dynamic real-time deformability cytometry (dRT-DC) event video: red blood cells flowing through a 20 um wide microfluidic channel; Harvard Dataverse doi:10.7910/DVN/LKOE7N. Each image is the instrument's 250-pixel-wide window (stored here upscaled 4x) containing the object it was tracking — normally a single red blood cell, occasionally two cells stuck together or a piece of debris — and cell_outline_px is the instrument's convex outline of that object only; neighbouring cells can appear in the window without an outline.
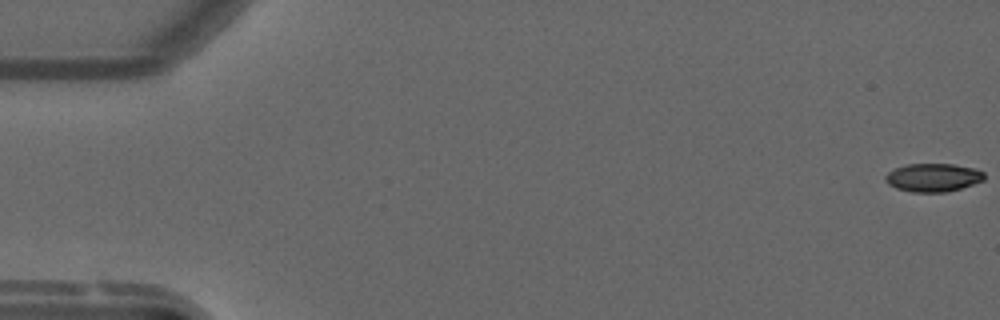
{"species": "common noctule bat (a hibernating species)", "species_latin": "Nyctalus noctula", "temperature_condition": "warm", "stored_images_in_passage": 55, "camera_frame_rate_fps": 3000, "um_per_image_px": 0.085, "animal": {"sex": "male", "forearm_length_mm": 52.5}, "frame": {"image": 1, "passage_image": 1, "time_ms": 0.0, "image_size_px": [1000, 320], "cell_outline_px": [[984, 176], [980, 180], [956, 188], [900, 188], [892, 184], [888, 180], [888, 176], [900, 168], [916, 164], [944, 164], [968, 168], [980, 172]], "centroid_in_image_um": [79.37, 15.0], "position_along_channel_um": 5.6, "area_um2": 13.29}}
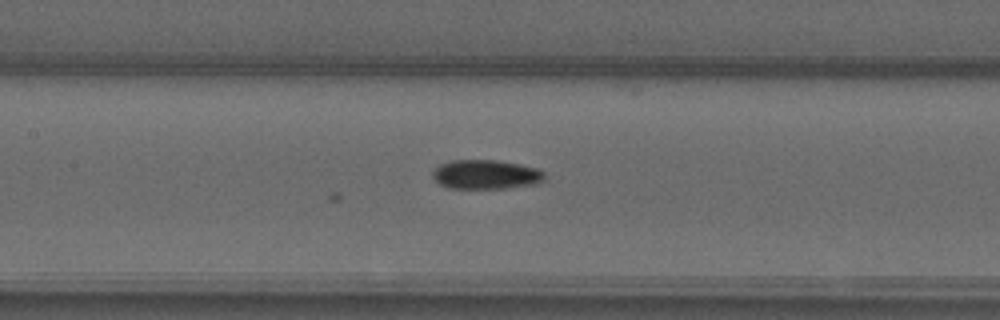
{"frame": {"image": 2, "passage_image": 26, "time_ms": 8.333, "image_size_px": [1000, 320], "cell_outline_px": [[536, 176], [532, 180], [508, 184], [448, 184], [440, 180], [440, 168], [452, 164], [508, 164], [524, 168], [536, 172]], "centroid_in_image_um": [41.23, 14.8], "position_along_channel_um": 166.2, "area_um2": 12.31}}
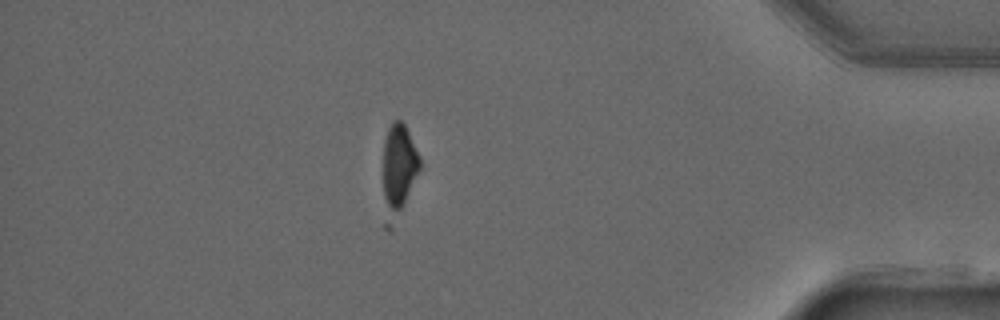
{"frame": {"image": 3, "passage_image": 48, "time_ms": 15.667, "image_size_px": [1000, 320], "cell_outline_px": [[416, 168], [400, 204], [392, 204], [388, 200], [384, 184], [384, 164], [388, 136], [392, 128], [396, 124], [400, 124], [404, 128], [416, 156]], "centroid_in_image_um": [33.87, 13.98], "position_along_channel_um": 401.3, "area_um2": 13.35}}